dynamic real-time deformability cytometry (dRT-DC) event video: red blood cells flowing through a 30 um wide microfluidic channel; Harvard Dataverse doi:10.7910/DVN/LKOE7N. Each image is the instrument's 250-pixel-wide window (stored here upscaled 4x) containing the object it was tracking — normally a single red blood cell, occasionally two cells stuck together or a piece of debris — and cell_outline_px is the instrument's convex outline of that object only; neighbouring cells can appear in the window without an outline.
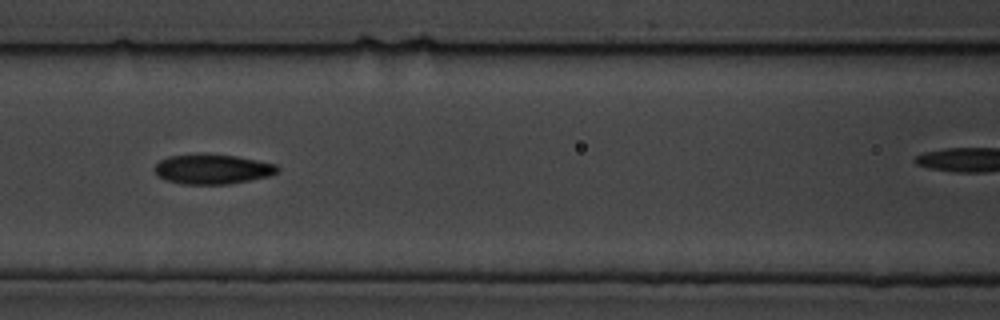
{"species": "common noctule bat (a hibernating species)", "species_latin": "Nyctalus noctula", "temperature_condition": "cold", "stored_images_in_passage": 8, "camera_frame_rate_fps": 3000, "um_per_image_px": 0.085, "animal": {"sex": "male", "body_mass_g": 19.5, "forearm_length_mm": 54.6}, "frame": {"image": 1, "passage_image": 6, "time_ms": 6.0, "image_size_px": [1000, 320], "cell_outline_px": [[280, 172], [268, 176], [228, 184], [184, 184], [164, 180], [152, 168], [160, 160], [168, 156], [196, 152], [236, 156], [276, 164], [280, 168]], "centroid_in_image_um": [18.03, 14.35], "position_along_channel_um": 148.6, "area_um2": 21.68}}
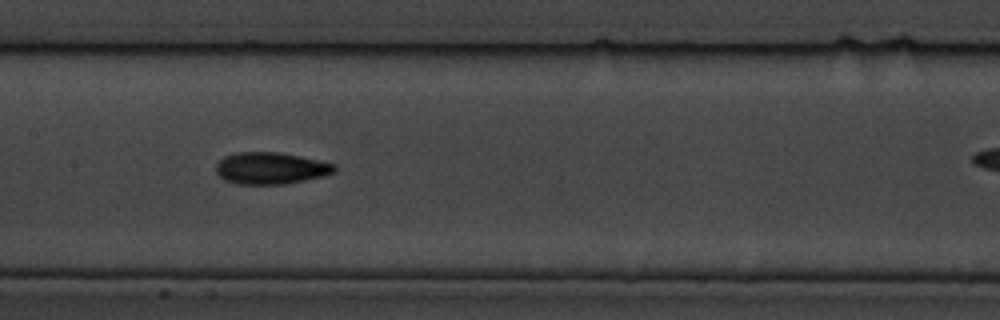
{"frame": {"image": 2, "passage_image": 7, "time_ms": 7.0, "image_size_px": [1000, 320], "cell_outline_px": [[336, 172], [324, 176], [284, 184], [236, 184], [224, 180], [216, 172], [216, 164], [224, 156], [236, 152], [280, 152], [300, 156], [336, 164]], "centroid_in_image_um": [23.01, 14.29], "position_along_channel_um": 184.4, "area_um2": 22.08}}
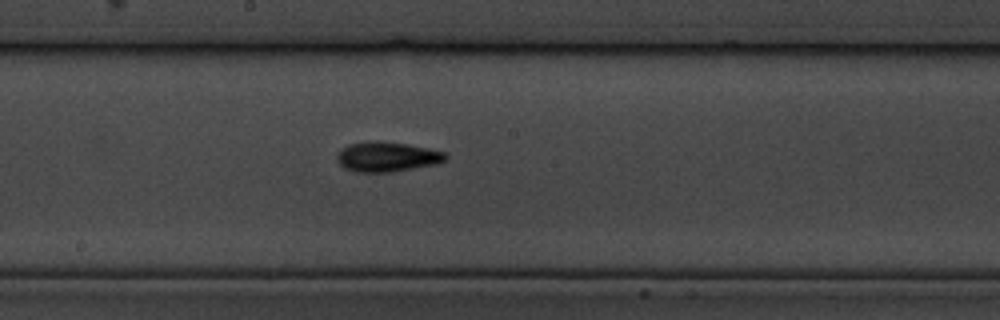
{"frame": {"image": 3, "passage_image": 8, "time_ms": 9.667, "image_size_px": [1000, 320], "cell_outline_px": [[448, 156], [444, 160], [436, 164], [392, 172], [356, 172], [344, 168], [336, 160], [336, 156], [348, 144], [376, 140], [408, 144], [428, 148], [444, 152]], "centroid_in_image_um": [32.89, 13.32], "position_along_channel_um": 215.3, "area_um2": 18.84}}